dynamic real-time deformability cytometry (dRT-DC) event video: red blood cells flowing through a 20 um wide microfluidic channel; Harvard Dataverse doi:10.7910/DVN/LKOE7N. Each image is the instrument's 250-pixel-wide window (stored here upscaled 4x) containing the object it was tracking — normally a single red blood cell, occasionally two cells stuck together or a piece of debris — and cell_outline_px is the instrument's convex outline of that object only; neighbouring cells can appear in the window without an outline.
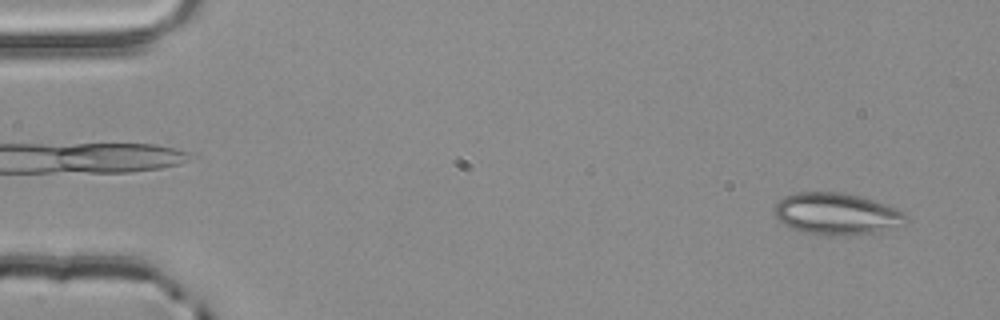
{"species": "common noctule bat (a hibernating species)", "species_latin": "Nyctalus noctula", "temperature_condition": "room temperature", "stored_images_in_passage": 52, "camera_frame_rate_fps": 3000, "um_per_image_px": 0.085, "animal": {"sex": "male", "body_mass_g": 20.4}, "frame": {"image": 1, "passage_image": 3, "time_ms": 0.667, "image_size_px": [1000, 320], "cell_outline_px": [[908, 220], [896, 228], [880, 232], [840, 236], [816, 236], [800, 232], [784, 224], [776, 216], [772, 208], [784, 196], [796, 192], [844, 192], [860, 196], [896, 208], [904, 212], [908, 216]], "centroid_in_image_um": [71.11, 18.2], "position_along_channel_um": 13.9, "area_um2": 32.6}}
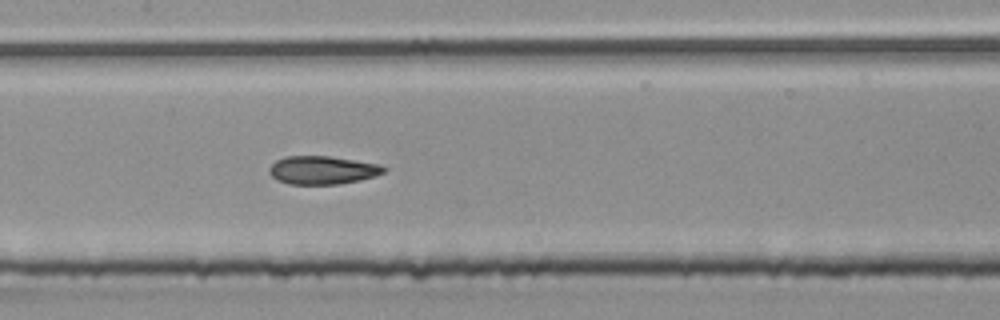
{"frame": {"image": 2, "passage_image": 26, "time_ms": 8.333, "image_size_px": [1000, 320], "cell_outline_px": [[388, 168], [384, 172], [376, 176], [360, 180], [340, 184], [288, 184], [272, 176], [268, 172], [268, 168], [276, 160], [284, 156], [328, 156], [376, 164]], "centroid_in_image_um": [27.39, 14.46], "position_along_channel_um": 180.0, "area_um2": 18.73}}
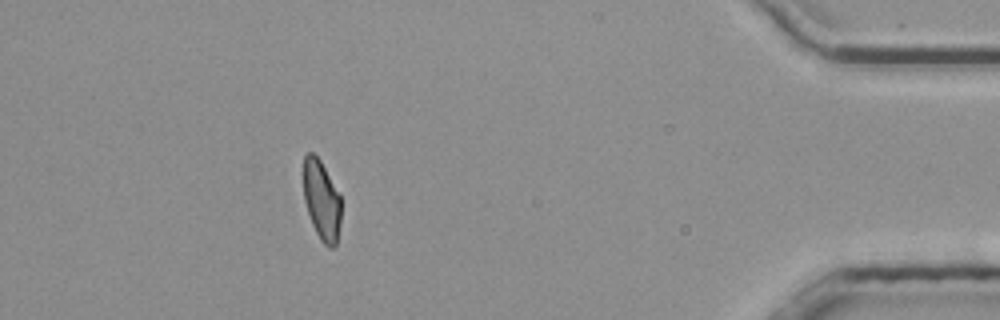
{"frame": {"image": 3, "passage_image": 48, "time_ms": 15.667, "image_size_px": [1000, 320], "cell_outline_px": [[340, 224], [336, 244], [332, 248], [328, 248], [320, 240], [312, 224], [304, 200], [304, 156], [308, 152], [312, 152], [320, 160], [340, 196]], "centroid_in_image_um": [27.33, 17.05], "position_along_channel_um": 407.9, "area_um2": 17.22}, "authors_computed_cell_mechanics": {"area_um2": 19.2474, "velocity_mm_per_s": 3.8708, "shape_relaxation_time_tau1_ms": 8.8429, "shape_relaxation_time_tau2_ms": 1.9363, "deformation_change_tau1": 0.1725, "deformation_change_tau2": 0.0892}}